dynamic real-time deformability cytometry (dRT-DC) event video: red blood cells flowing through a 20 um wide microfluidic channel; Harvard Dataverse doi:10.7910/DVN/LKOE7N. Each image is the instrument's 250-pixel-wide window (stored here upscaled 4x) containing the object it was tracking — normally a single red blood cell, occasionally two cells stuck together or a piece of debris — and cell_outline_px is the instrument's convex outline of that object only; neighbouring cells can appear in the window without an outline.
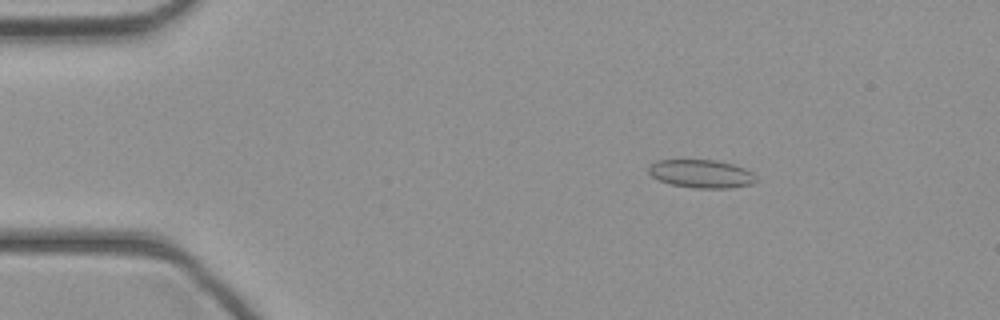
{"species": "common noctule bat (a hibernating species)", "species_latin": "Nyctalus noctula", "temperature_condition": "cold", "stored_images_in_passage": 44, "camera_frame_rate_fps": 3000, "um_per_image_px": 0.085, "animal": {"sex": "female", "body_mass_g": 21.9}, "frame": {"image": 1, "passage_image": 7, "time_ms": 2.0, "image_size_px": [1000, 320], "cell_outline_px": [[756, 180], [752, 184], [732, 188], [696, 188], [672, 184], [660, 180], [652, 176], [648, 172], [648, 164], [656, 160], [716, 160], [732, 164], [744, 168], [752, 172]], "centroid_in_image_um": [59.59, 14.76], "position_along_channel_um": 25.4, "area_um2": 17.63}}
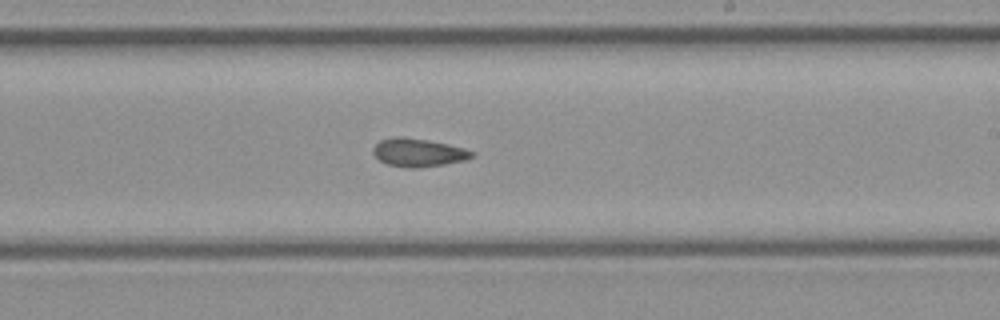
{"frame": {"image": 2, "passage_image": 26, "time_ms": 8.333, "image_size_px": [1000, 320], "cell_outline_px": [[476, 156], [464, 160], [444, 164], [420, 168], [408, 168], [388, 164], [380, 160], [372, 152], [372, 148], [380, 140], [396, 136], [404, 136], [428, 140], [448, 144], [464, 148], [476, 152]], "centroid_in_image_um": [35.58, 12.96], "position_along_channel_um": 253.4, "area_um2": 16.36}}
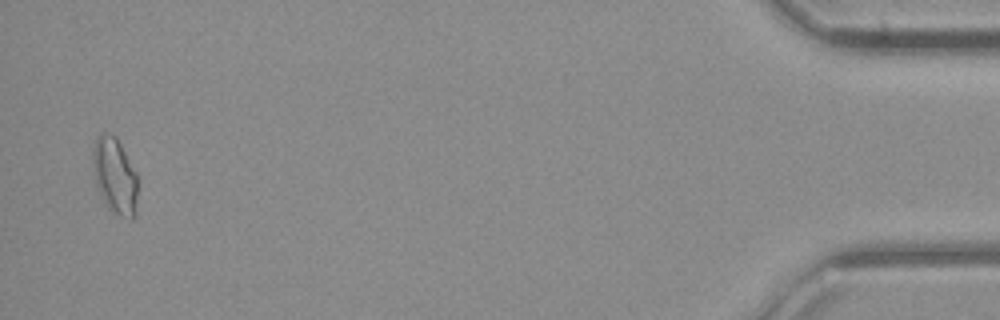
{"frame": {"image": 3, "passage_image": 43, "time_ms": 14.0, "image_size_px": [1000, 320], "cell_outline_px": [[136, 212], [132, 220], [108, 208], [96, 184], [92, 164], [92, 148], [96, 136], [100, 132], [104, 132], [116, 136], [136, 172]], "centroid_in_image_um": [9.73, 14.87], "position_along_channel_um": 425.5, "area_um2": 19.71}}